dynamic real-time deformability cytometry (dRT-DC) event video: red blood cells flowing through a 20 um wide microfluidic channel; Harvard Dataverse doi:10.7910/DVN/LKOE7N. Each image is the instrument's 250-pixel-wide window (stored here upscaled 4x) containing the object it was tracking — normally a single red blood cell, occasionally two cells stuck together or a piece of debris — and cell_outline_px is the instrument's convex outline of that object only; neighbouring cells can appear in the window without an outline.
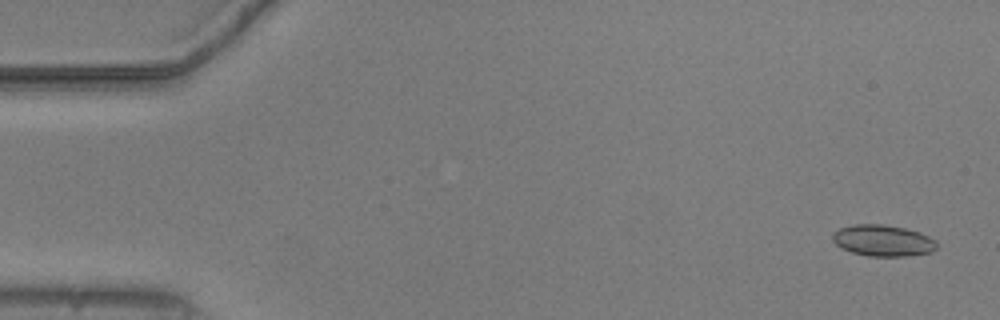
{"species": "common noctule bat (a hibernating species)", "species_latin": "Nyctalus noctula", "temperature_condition": "warm", "stored_images_in_passage": 55, "camera_frame_rate_fps": 3000, "um_per_image_px": 0.085, "animal": {"sex": "male", "body_mass_g": 20.5, "forearm_length_mm": 52.5}, "frame": {"image": 1, "passage_image": 3, "time_ms": 0.667, "image_size_px": [1000, 320], "cell_outline_px": [[936, 248], [932, 252], [908, 256], [868, 256], [852, 252], [840, 248], [832, 240], [832, 232], [840, 228], [852, 224], [884, 224], [904, 228], [920, 232], [936, 240]], "centroid_in_image_um": [75.03, 20.44], "position_along_channel_um": 10.0, "area_um2": 19.19}}
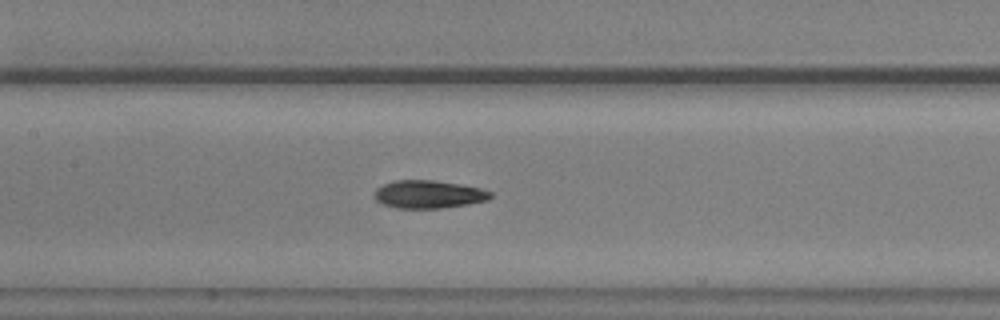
{"frame": {"image": 2, "passage_image": 26, "time_ms": 8.333, "image_size_px": [1000, 320], "cell_outline_px": [[492, 196], [488, 200], [468, 204], [440, 208], [396, 208], [384, 204], [376, 200], [376, 188], [384, 184], [396, 180], [432, 180], [460, 184], [480, 188], [492, 192]], "centroid_in_image_um": [36.45, 16.51], "position_along_channel_um": 170.9, "area_um2": 18.73}}
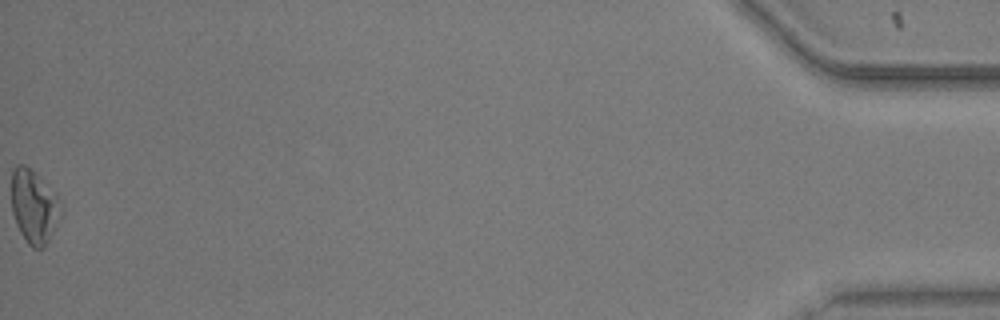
{"frame": {"image": 3, "passage_image": 55, "time_ms": 18.0, "image_size_px": [1000, 320], "cell_outline_px": [[60, 216], [44, 248], [32, 248], [28, 244], [20, 232], [16, 224], [12, 212], [12, 168], [16, 164], [24, 164], [36, 172], [56, 192]], "centroid_in_image_um": [2.85, 17.51], "position_along_channel_um": 432.3, "area_um2": 21.04}, "authors_computed_cell_mechanics": {"area_um2": 18.8428, "velocity_mm_per_s": 3.7676, "shape_relaxation_time_tau1_ms": null, "shape_relaxation_time_tau2_ms": 2.3627, "deformation_change_tau1": null, "deformation_change_tau2": 0.0918}}